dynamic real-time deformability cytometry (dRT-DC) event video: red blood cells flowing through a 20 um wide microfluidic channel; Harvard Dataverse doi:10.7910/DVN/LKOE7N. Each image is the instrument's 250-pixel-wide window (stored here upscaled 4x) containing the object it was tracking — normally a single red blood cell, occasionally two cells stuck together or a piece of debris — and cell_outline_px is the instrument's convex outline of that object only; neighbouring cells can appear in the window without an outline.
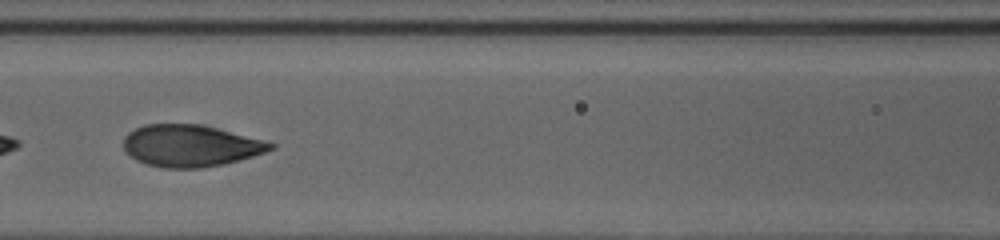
{"species": "human", "species_latin": "Homo sapiens", "temperature_condition": "cold", "stored_images_in_passage": 37, "camera_frame_rate_fps": 3000, "um_per_image_px": 0.085, "donor": {"sex": "female"}, "frame": {"image": 1, "passage_image": 13, "time_ms": 4.0, "image_size_px": [1000, 240], "cell_outline_px": [[276, 148], [240, 160], [224, 164], [204, 168], [164, 168], [144, 164], [136, 160], [124, 148], [124, 136], [128, 132], [144, 124], [196, 124], [216, 128], [264, 140], [276, 144]], "centroid_in_image_um": [16.19, 12.4], "position_along_channel_um": 150.4, "area_um2": 35.78}}
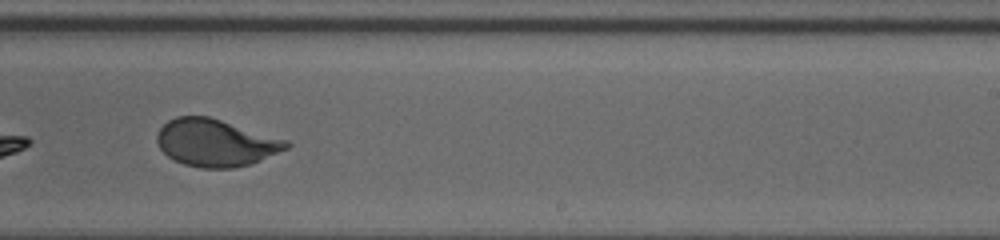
{"frame": {"image": 2, "passage_image": 22, "time_ms": 7.0, "image_size_px": [1000, 240], "cell_outline_px": [[292, 144], [288, 148], [260, 160], [248, 164], [232, 168], [200, 168], [184, 164], [168, 156], [160, 148], [156, 140], [156, 136], [160, 128], [168, 120], [176, 116], [208, 116], [288, 140]], "centroid_in_image_um": [18.32, 12.13], "position_along_channel_um": 270.7, "area_um2": 35.37}}
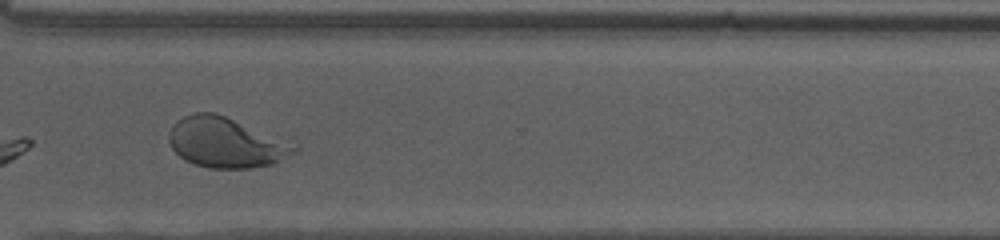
{"frame": {"image": 3, "passage_image": 28, "time_ms": 9.0, "image_size_px": [1000, 240], "cell_outline_px": [[296, 152], [272, 164], [252, 168], [208, 168], [184, 160], [172, 148], [168, 140], [168, 132], [172, 124], [176, 120], [184, 116], [196, 112], [216, 112], [296, 148]], "centroid_in_image_um": [19.04, 12.13], "position_along_channel_um": 351.6, "area_um2": 35.49}, "authors_computed_cell_mechanics": {"area_um2": 36.4718, "velocity_mm_per_s": 4.0302, "shape_relaxation_time_tau1_ms": 4.1011, "shape_relaxation_time_tau2_ms": null, "deformation_change_tau1": 0.1735, "deformation_change_tau2": null}}